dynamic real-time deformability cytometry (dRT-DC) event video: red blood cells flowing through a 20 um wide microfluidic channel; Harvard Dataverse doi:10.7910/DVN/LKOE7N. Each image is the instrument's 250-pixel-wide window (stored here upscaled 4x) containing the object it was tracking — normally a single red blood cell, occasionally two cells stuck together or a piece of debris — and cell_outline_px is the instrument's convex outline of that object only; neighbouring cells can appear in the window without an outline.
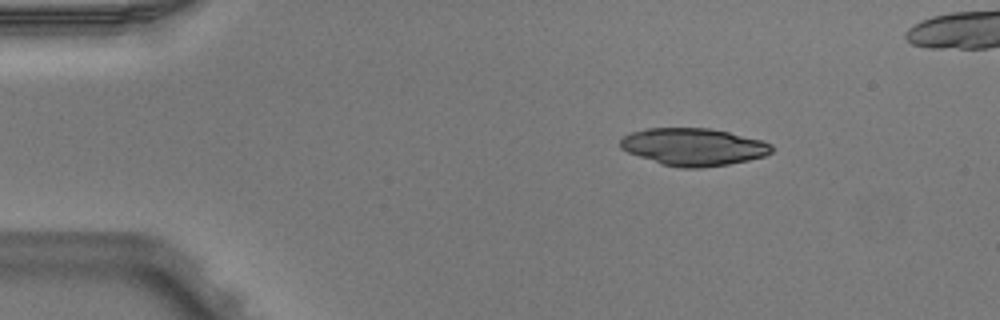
{"species": "Egyptian fruit bat (a non-hibernating species)", "species_latin": "Rousettus aegyptiacus", "temperature_condition": "warm", "stored_images_in_passage": 7, "camera_frame_rate_fps": 3000, "um_per_image_px": 0.085, "animal": {"sex": "male"}, "frame": {"image": 1, "passage_image": 3, "time_ms": 0.667, "image_size_px": [1000, 320], "cell_outline_px": [[772, 152], [764, 156], [748, 160], [728, 164], [700, 168], [680, 168], [660, 164], [628, 152], [620, 148], [620, 140], [624, 136], [632, 132], [644, 128], [708, 128], [728, 132], [760, 140], [772, 144]], "centroid_in_image_um": [58.92, 12.49], "position_along_channel_um": 26.1, "area_um2": 32.89}}